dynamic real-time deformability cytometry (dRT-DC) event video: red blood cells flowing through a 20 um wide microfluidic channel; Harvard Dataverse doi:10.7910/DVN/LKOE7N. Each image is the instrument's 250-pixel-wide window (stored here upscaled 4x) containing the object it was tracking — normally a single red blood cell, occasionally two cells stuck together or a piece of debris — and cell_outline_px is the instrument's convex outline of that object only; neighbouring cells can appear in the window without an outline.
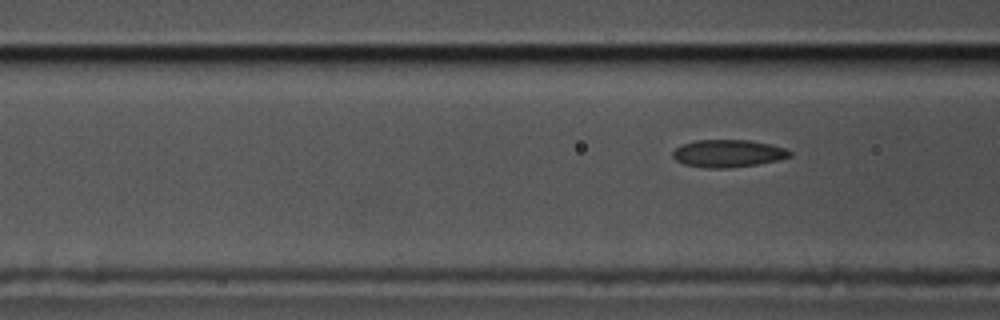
{"species": "common noctule bat (a hibernating species)", "species_latin": "Nyctalus noctula", "temperature_condition": "cold", "stored_images_in_passage": 6, "camera_frame_rate_fps": 3000, "um_per_image_px": 0.085, "animal": {"sex": "male", "body_mass_g": 17.5, "forearm_length_mm": 52.3}, "frame": {"image": 1, "passage_image": 6, "time_ms": 1.667, "image_size_px": [1000, 320], "cell_outline_px": [[792, 156], [776, 160], [756, 164], [728, 168], [708, 168], [684, 164], [676, 160], [672, 156], [672, 152], [676, 148], [684, 144], [696, 140], [748, 140], [772, 144], [784, 148], [792, 152]], "centroid_in_image_um": [61.88, 13.04], "position_along_channel_um": 104.7, "area_um2": 18.61}}